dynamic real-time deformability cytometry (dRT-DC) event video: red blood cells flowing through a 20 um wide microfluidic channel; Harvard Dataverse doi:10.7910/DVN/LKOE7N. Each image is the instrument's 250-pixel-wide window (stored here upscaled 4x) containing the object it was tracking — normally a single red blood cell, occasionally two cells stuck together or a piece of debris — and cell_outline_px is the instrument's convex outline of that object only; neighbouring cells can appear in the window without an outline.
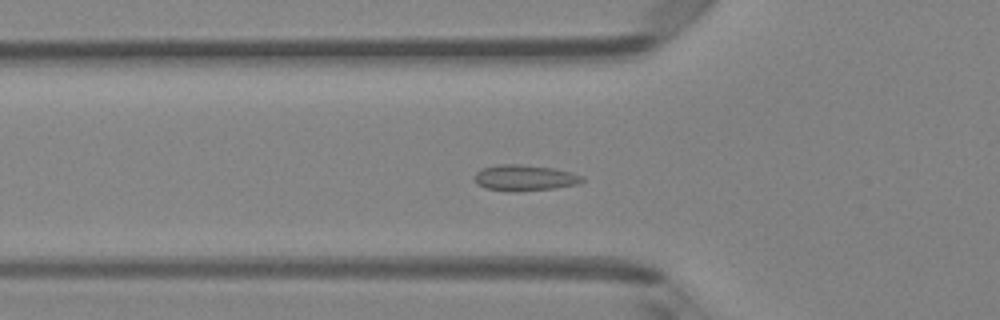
{"species": "Egyptian fruit bat (a non-hibernating species)", "species_latin": "Rousettus aegyptiacus", "temperature_condition": "room temperature", "stored_images_in_passage": 40, "camera_frame_rate_fps": 3000, "um_per_image_px": 0.085, "animal": {"sex": "female"}, "frame": {"image": 1, "passage_image": 7, "time_ms": 2.0, "image_size_px": [1000, 320], "cell_outline_px": [[584, 180], [580, 184], [556, 188], [516, 192], [508, 192], [484, 188], [476, 184], [476, 172], [480, 168], [496, 164], [520, 164], [552, 168], [572, 172], [584, 176]], "centroid_in_image_um": [44.59, 15.12], "position_along_channel_um": 81.2, "area_um2": 16.65}}
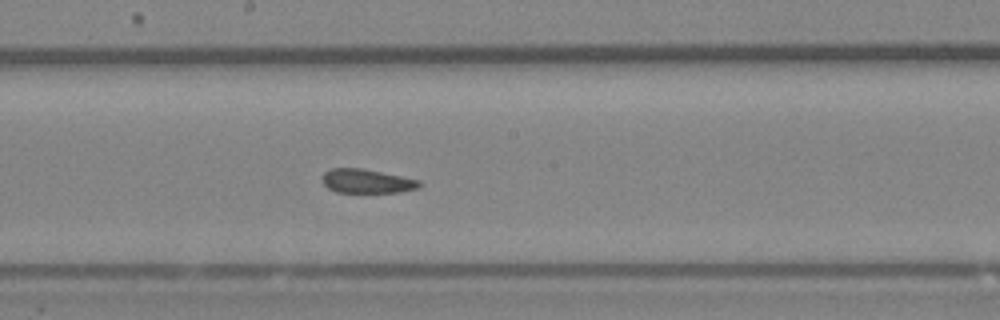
{"frame": {"image": 2, "passage_image": 17, "time_ms": 5.333, "image_size_px": [1000, 320], "cell_outline_px": [[420, 188], [400, 192], [336, 192], [328, 188], [320, 180], [324, 172], [332, 168], [360, 168], [420, 180]], "centroid_in_image_um": [31.15, 15.4], "position_along_channel_um": 217.1, "area_um2": 13.53}}
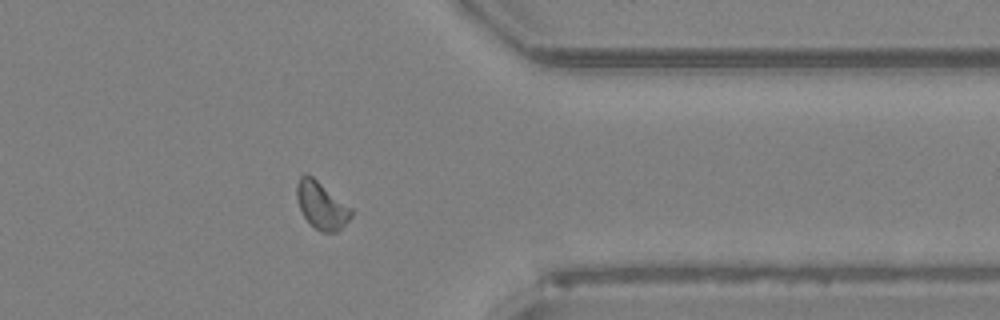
{"frame": {"image": 3, "passage_image": 30, "time_ms": 9.667, "image_size_px": [1000, 320], "cell_outline_px": [[352, 216], [336, 232], [320, 232], [304, 216], [300, 208], [296, 196], [296, 184], [300, 176], [312, 176], [352, 208]], "centroid_in_image_um": [27.33, 17.45], "position_along_channel_um": 384.1, "area_um2": 14.62}}